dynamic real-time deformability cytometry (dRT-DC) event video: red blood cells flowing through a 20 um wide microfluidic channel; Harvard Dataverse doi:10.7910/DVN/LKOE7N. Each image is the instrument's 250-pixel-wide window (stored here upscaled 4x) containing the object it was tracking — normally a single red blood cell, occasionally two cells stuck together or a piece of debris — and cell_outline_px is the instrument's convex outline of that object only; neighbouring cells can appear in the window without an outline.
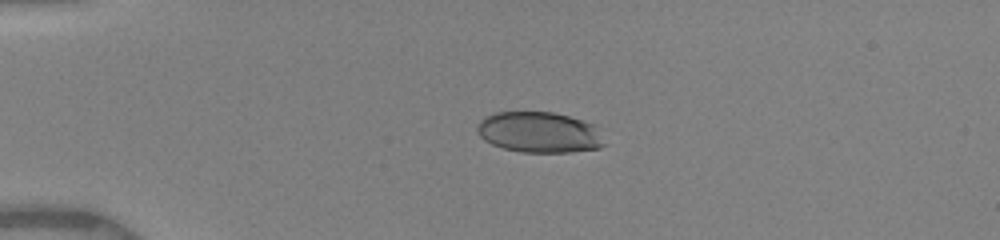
{"species": "human", "species_latin": "Homo sapiens", "temperature_condition": "warm", "stored_images_in_passage": 15, "camera_frame_rate_fps": 3000, "um_per_image_px": 0.085, "donor": {"sex": "female"}, "frame": {"image": 1, "passage_image": 3, "time_ms": 2.0, "image_size_px": [1000, 240], "cell_outline_px": [[604, 144], [600, 148], [572, 152], [520, 152], [504, 148], [492, 144], [484, 140], [480, 136], [476, 128], [476, 124], [484, 116], [496, 112], [552, 112], [568, 116], [592, 124]], "centroid_in_image_um": [45.75, 11.25], "position_along_channel_um": 39.2, "area_um2": 29.94}}
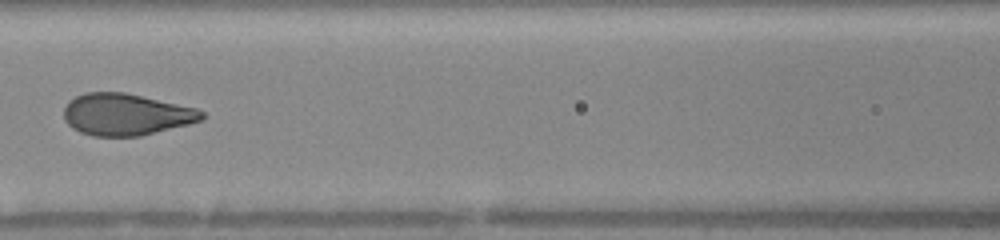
{"frame": {"image": 2, "passage_image": 7, "time_ms": 6.0, "image_size_px": [1000, 240], "cell_outline_px": [[204, 120], [140, 136], [92, 136], [80, 132], [72, 128], [64, 120], [64, 108], [68, 100], [84, 92], [124, 92], [196, 108], [204, 112]], "centroid_in_image_um": [10.68, 9.73], "position_along_channel_um": 155.9, "area_um2": 33.58}}
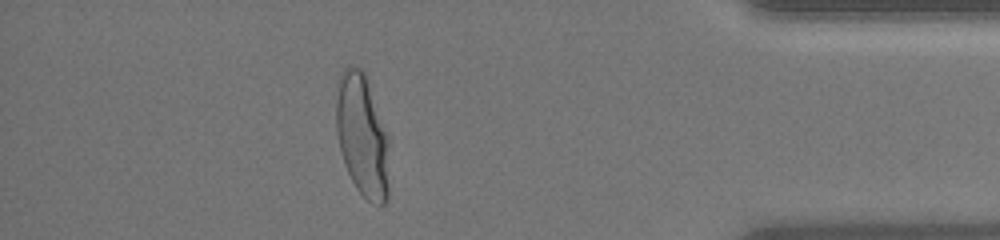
{"frame": {"image": 3, "passage_image": 14, "time_ms": 13.0, "image_size_px": [1000, 240], "cell_outline_px": [[388, 200], [384, 204], [372, 204], [356, 188], [344, 164], [340, 152], [336, 132], [336, 100], [340, 76], [344, 68], [348, 64], [352, 64], [360, 68], [364, 72], [388, 136]], "centroid_in_image_um": [30.78, 11.54], "position_along_channel_um": 404.4, "area_um2": 37.86}, "authors_computed_cell_mechanics": {"area_um2": 33.5818, "velocity_mm_per_s": 4.0308, "shape_relaxation_time_tau1_ms": 3.5114, "shape_relaxation_time_tau2_ms": null, "deformation_change_tau1": 0.1654, "deformation_change_tau2": null}}